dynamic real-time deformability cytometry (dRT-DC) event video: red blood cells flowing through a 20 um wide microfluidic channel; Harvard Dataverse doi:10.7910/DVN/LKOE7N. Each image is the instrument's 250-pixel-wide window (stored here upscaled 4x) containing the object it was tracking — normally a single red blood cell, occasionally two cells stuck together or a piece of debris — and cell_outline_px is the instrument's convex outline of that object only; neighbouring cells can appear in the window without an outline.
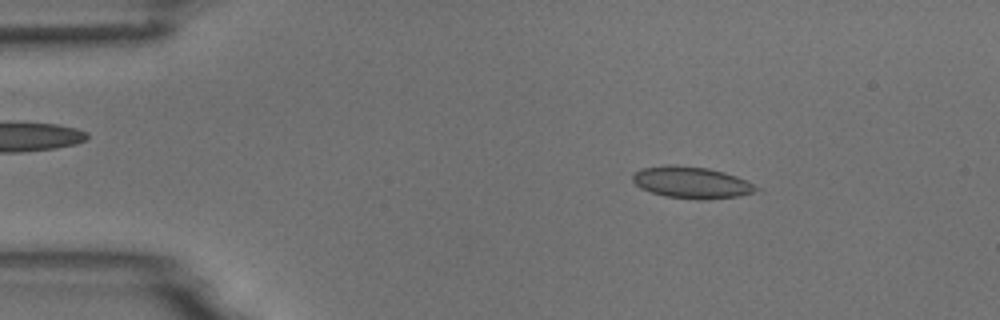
{"species": "common noctule bat (a hibernating species)", "species_latin": "Nyctalus noctula", "temperature_condition": "room temperature", "stored_images_in_passage": 54, "camera_frame_rate_fps": 3000, "um_per_image_px": 0.085, "animal": {"sex": "male", "body_mass_g": 18.8}, "frame": {"image": 1, "passage_image": 8, "time_ms": 2.333, "image_size_px": [1000, 320], "cell_outline_px": [[764, 188], [740, 196], [708, 200], [700, 200], [664, 196], [640, 188], [632, 180], [632, 176], [636, 172], [644, 168], [672, 164], [676, 164], [708, 168], [724, 172], [736, 176]], "centroid_in_image_um": [58.83, 15.52], "position_along_channel_um": 26.2, "area_um2": 22.95}}
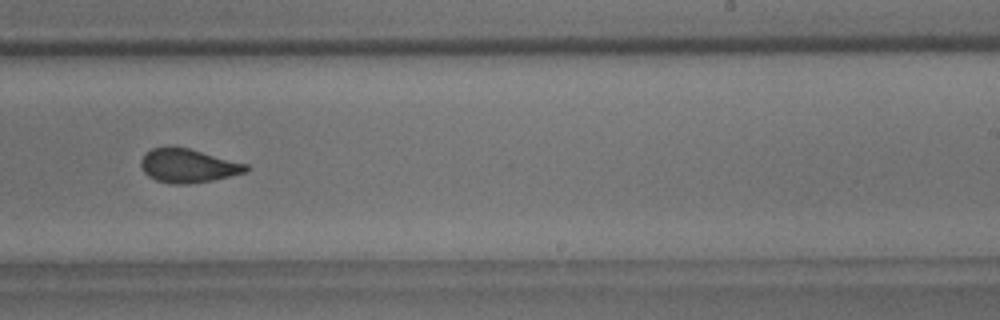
{"frame": {"image": 2, "passage_image": 33, "time_ms": 10.667, "image_size_px": [1000, 320], "cell_outline_px": [[248, 172], [212, 180], [188, 184], [172, 184], [156, 180], [148, 176], [144, 172], [140, 164], [140, 160], [152, 148], [188, 148], [248, 164]], "centroid_in_image_um": [16.0, 14.11], "position_along_channel_um": 273.0, "area_um2": 20.35}}
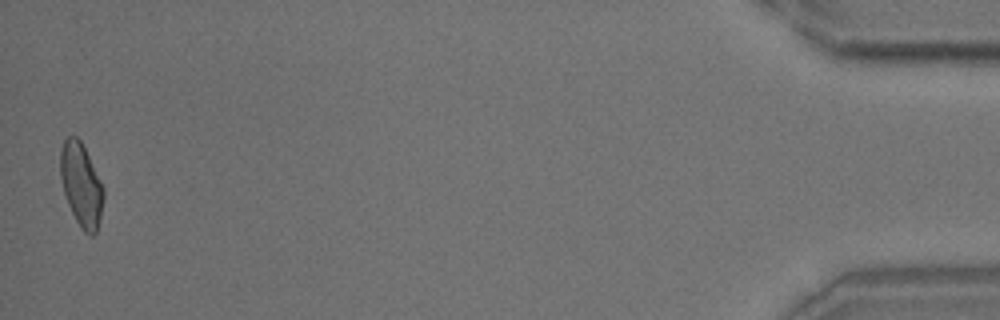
{"frame": {"image": 3, "passage_image": 53, "time_ms": 17.333, "image_size_px": [1000, 320], "cell_outline_px": [[104, 196], [100, 216], [96, 232], [92, 236], [88, 236], [80, 228], [68, 204], [64, 192], [60, 176], [60, 152], [64, 140], [68, 136], [76, 136], [80, 140], [104, 188]], "centroid_in_image_um": [6.89, 15.73], "position_along_channel_um": 428.3, "area_um2": 20.69}, "authors_computed_cell_mechanics": {"area_um2": 21.3282, "velocity_mm_per_s": 3.706, "shape_relaxation_time_tau1_ms": null, "shape_relaxation_time_tau2_ms": 1.2503, "deformation_change_tau1": null, "deformation_change_tau2": 0.0721}}